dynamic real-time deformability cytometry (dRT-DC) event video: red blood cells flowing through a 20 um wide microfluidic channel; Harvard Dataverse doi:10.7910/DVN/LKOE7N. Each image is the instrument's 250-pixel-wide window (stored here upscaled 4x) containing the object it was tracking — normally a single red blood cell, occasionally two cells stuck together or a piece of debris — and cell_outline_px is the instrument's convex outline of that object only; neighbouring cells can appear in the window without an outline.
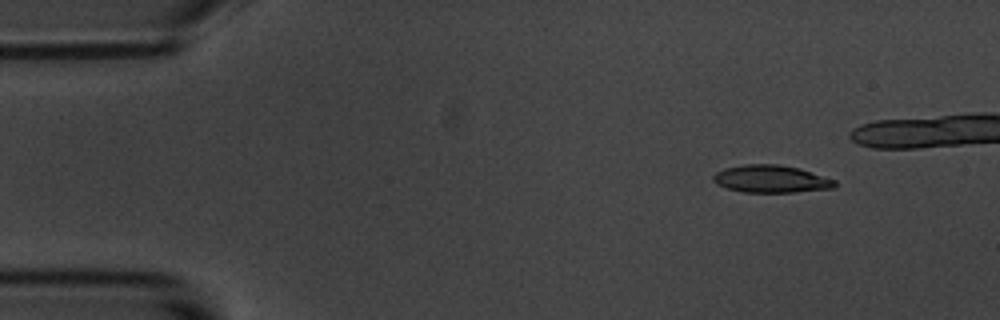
{"species": "common noctule bat (a hibernating species)", "species_latin": "Nyctalus noctula", "temperature_condition": "room temperature", "stored_images_in_passage": 6, "camera_frame_rate_fps": 3000, "um_per_image_px": 0.085, "animal": {"sex": "male", "body_mass_g": 20.1, "forearm_length_mm": 53.5}, "frame": {"image": 1, "passage_image": 2, "time_ms": 1.333, "image_size_px": [1000, 320], "cell_outline_px": [[836, 188], [792, 192], [744, 192], [728, 188], [716, 184], [712, 180], [712, 176], [716, 172], [724, 168], [744, 164], [780, 164], [800, 168], [836, 180]], "centroid_in_image_um": [65.54, 15.2], "position_along_channel_um": 19.5, "area_um2": 19.59}}